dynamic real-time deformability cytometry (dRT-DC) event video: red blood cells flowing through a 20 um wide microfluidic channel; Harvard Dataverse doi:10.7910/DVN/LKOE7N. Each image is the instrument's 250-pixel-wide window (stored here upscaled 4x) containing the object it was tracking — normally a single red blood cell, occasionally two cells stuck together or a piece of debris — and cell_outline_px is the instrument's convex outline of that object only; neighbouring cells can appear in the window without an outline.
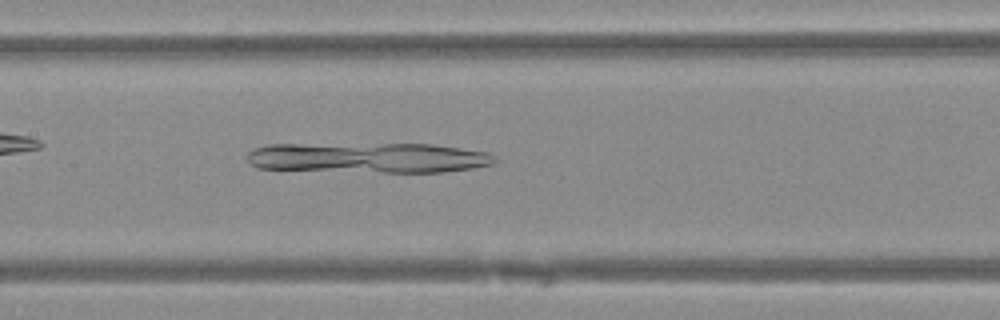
{"species": "Egyptian fruit bat (a non-hibernating species)", "species_latin": "Rousettus aegyptiacus", "temperature_condition": "warm", "stored_images_in_passage": 36, "camera_frame_rate_fps": 3000, "um_per_image_px": 0.085, "animal": {"sex": "female"}, "frame": {"image": 1, "passage_image": 11, "time_ms": 3.333, "image_size_px": [1000, 320], "cell_outline_px": [[500, 160], [492, 164], [472, 168], [444, 172], [384, 172], [256, 168], [248, 160], [248, 152], [256, 148], [268, 144], [432, 144], [488, 152]], "centroid_in_image_um": [31.36, 13.4], "position_along_channel_um": 176.0, "area_um2": 43.64}}
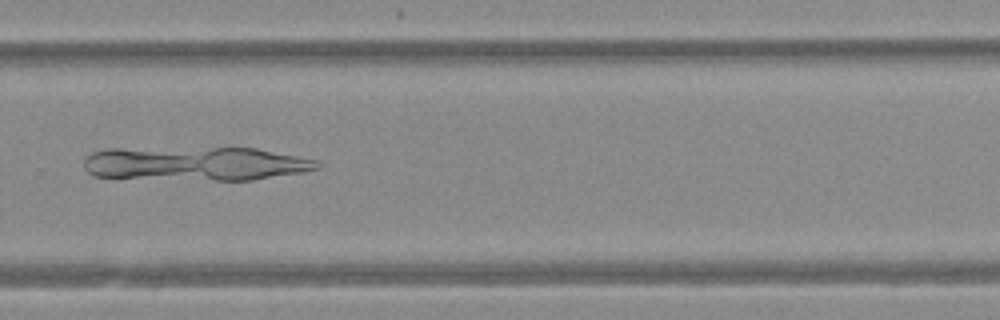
{"frame": {"image": 2, "passage_image": 21, "time_ms": 6.667, "image_size_px": [1000, 320], "cell_outline_px": [[324, 164], [320, 168], [304, 172], [252, 180], [216, 180], [92, 176], [84, 168], [84, 156], [92, 152], [108, 148], [256, 148], [316, 160]], "centroid_in_image_um": [16.63, 13.9], "position_along_channel_um": 313.2, "area_um2": 46.18}}